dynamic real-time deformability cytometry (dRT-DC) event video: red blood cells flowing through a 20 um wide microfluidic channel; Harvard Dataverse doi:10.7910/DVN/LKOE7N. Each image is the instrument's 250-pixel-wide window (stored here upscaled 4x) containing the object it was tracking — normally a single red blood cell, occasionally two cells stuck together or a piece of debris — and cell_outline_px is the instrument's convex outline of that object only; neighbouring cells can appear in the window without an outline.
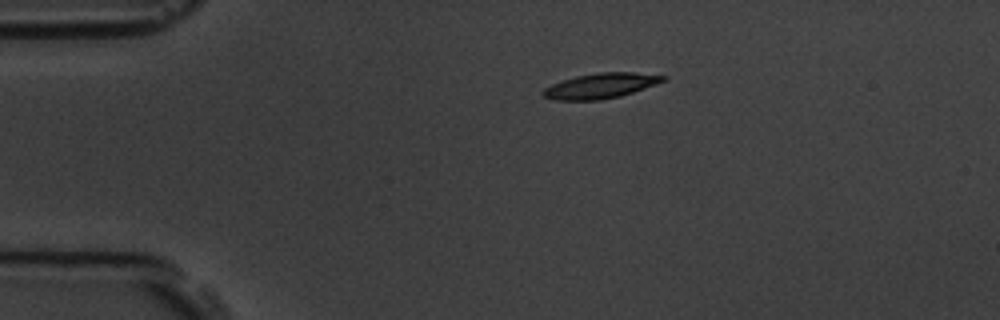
{"species": "common noctule bat (a hibernating species)", "species_latin": "Nyctalus noctula", "temperature_condition": "room temperature", "stored_images_in_passage": 2, "camera_frame_rate_fps": 3000, "um_per_image_px": 0.085, "animal": {"sex": "male", "body_mass_g": 19.5, "forearm_length_mm": 54.6}, "frame": {"image": 1, "passage_image": 1, "time_ms": 0.0, "image_size_px": [1000, 320], "cell_outline_px": [[668, 80], [620, 96], [600, 100], [556, 100], [544, 96], [540, 92], [544, 88], [552, 84], [576, 76], [596, 72], [632, 72], [668, 76]], "centroid_in_image_um": [51.07, 7.28], "position_along_channel_um": 33.9, "area_um2": 17.57}}